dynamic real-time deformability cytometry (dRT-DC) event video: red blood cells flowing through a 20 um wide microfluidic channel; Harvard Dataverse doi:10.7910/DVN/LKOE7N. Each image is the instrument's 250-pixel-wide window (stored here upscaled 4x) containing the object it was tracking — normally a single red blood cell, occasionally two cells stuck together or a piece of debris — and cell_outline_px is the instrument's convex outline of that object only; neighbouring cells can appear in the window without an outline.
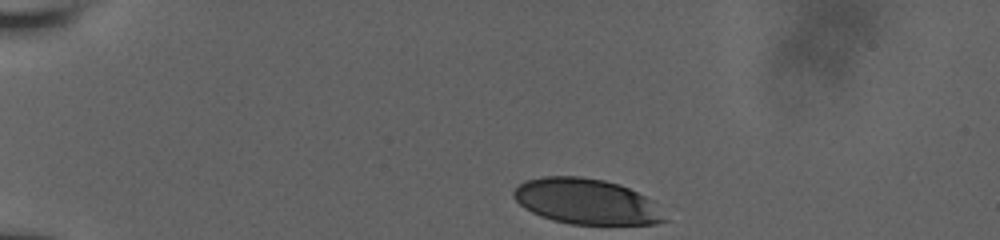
{"species": "human", "species_latin": "Homo sapiens", "temperature_condition": "room temperature", "stored_images_in_passage": 44, "camera_frame_rate_fps": 3000, "um_per_image_px": 0.085, "donor": {"sex": "male"}, "frame": {"image": 1, "passage_image": 1, "time_ms": 0.0, "image_size_px": [1000, 240], "cell_outline_px": [[668, 220], [656, 224], [568, 224], [552, 220], [540, 216], [524, 208], [512, 196], [512, 192], [524, 180], [544, 176], [580, 176], [604, 180], [620, 184], [652, 200]], "centroid_in_image_um": [49.82, 17.12], "position_along_channel_um": 35.2, "area_um2": 40.06}}
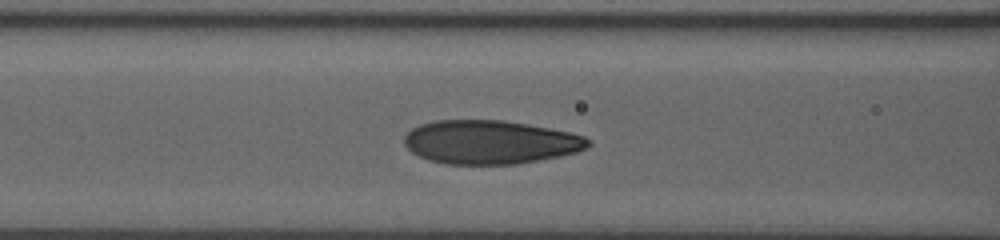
{"frame": {"image": 2, "passage_image": 31, "time_ms": 4.333, "image_size_px": [1000, 240], "cell_outline_px": [[592, 144], [588, 148], [576, 152], [560, 156], [516, 164], [444, 164], [428, 160], [412, 152], [404, 144], [404, 136], [412, 128], [420, 124], [436, 120], [504, 120], [528, 124], [572, 132], [584, 136], [592, 140]], "centroid_in_image_um": [41.69, 12.08], "position_along_channel_um": 124.9, "area_um2": 47.11}}
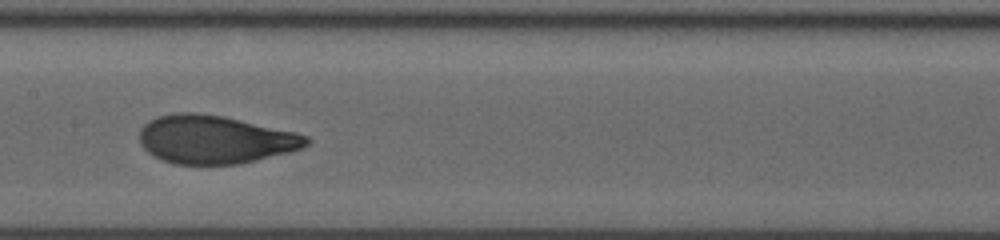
{"frame": {"image": 3, "passage_image": 43, "time_ms": 6.0, "image_size_px": [1000, 240], "cell_outline_px": [[312, 140], [304, 148], [292, 152], [240, 164], [176, 164], [152, 156], [140, 144], [140, 128], [148, 120], [156, 116], [172, 112], [196, 112], [224, 116], [296, 132], [308, 136]], "centroid_in_image_um": [18.29, 11.85], "position_along_channel_um": 189.1, "area_um2": 47.51}}